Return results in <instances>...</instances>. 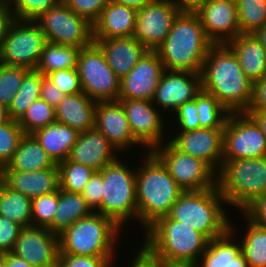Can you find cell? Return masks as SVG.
I'll return each mask as SVG.
<instances>
[{"mask_svg":"<svg viewBox=\"0 0 266 267\" xmlns=\"http://www.w3.org/2000/svg\"><path fill=\"white\" fill-rule=\"evenodd\" d=\"M201 89L213 95L230 113L245 112L252 97V82L227 44H213L202 64Z\"/></svg>","mask_w":266,"mask_h":267,"instance_id":"6da1fadb","label":"cell"},{"mask_svg":"<svg viewBox=\"0 0 266 267\" xmlns=\"http://www.w3.org/2000/svg\"><path fill=\"white\" fill-rule=\"evenodd\" d=\"M212 45L198 15L193 10L184 8L175 18L165 40L155 51L165 70L200 74Z\"/></svg>","mask_w":266,"mask_h":267,"instance_id":"7a4b0ae2","label":"cell"},{"mask_svg":"<svg viewBox=\"0 0 266 267\" xmlns=\"http://www.w3.org/2000/svg\"><path fill=\"white\" fill-rule=\"evenodd\" d=\"M144 155V164L136 170L135 192L138 222L146 230L157 219L169 214L184 191L152 151H146Z\"/></svg>","mask_w":266,"mask_h":267,"instance_id":"3957f363","label":"cell"},{"mask_svg":"<svg viewBox=\"0 0 266 267\" xmlns=\"http://www.w3.org/2000/svg\"><path fill=\"white\" fill-rule=\"evenodd\" d=\"M143 232L146 237L142 245L165 262L196 266L209 243L204 234L168 215L157 219Z\"/></svg>","mask_w":266,"mask_h":267,"instance_id":"277c9868","label":"cell"},{"mask_svg":"<svg viewBox=\"0 0 266 267\" xmlns=\"http://www.w3.org/2000/svg\"><path fill=\"white\" fill-rule=\"evenodd\" d=\"M222 204L226 206V201L217 185L201 191H186L179 196L168 216L212 240L230 229L231 222Z\"/></svg>","mask_w":266,"mask_h":267,"instance_id":"5b68a950","label":"cell"},{"mask_svg":"<svg viewBox=\"0 0 266 267\" xmlns=\"http://www.w3.org/2000/svg\"><path fill=\"white\" fill-rule=\"evenodd\" d=\"M121 230L112 219L93 212L58 235L59 254L115 257Z\"/></svg>","mask_w":266,"mask_h":267,"instance_id":"8992f818","label":"cell"},{"mask_svg":"<svg viewBox=\"0 0 266 267\" xmlns=\"http://www.w3.org/2000/svg\"><path fill=\"white\" fill-rule=\"evenodd\" d=\"M216 185L226 204L243 211L266 195V157L222 161Z\"/></svg>","mask_w":266,"mask_h":267,"instance_id":"52a82bcc","label":"cell"},{"mask_svg":"<svg viewBox=\"0 0 266 267\" xmlns=\"http://www.w3.org/2000/svg\"><path fill=\"white\" fill-rule=\"evenodd\" d=\"M135 170L126 166L120 157L99 170L103 179L102 215L122 229L132 218L138 220Z\"/></svg>","mask_w":266,"mask_h":267,"instance_id":"ba28073f","label":"cell"},{"mask_svg":"<svg viewBox=\"0 0 266 267\" xmlns=\"http://www.w3.org/2000/svg\"><path fill=\"white\" fill-rule=\"evenodd\" d=\"M77 71L82 92L95 101H118L120 78L107 64L101 48L93 42L81 48Z\"/></svg>","mask_w":266,"mask_h":267,"instance_id":"9c48e42d","label":"cell"},{"mask_svg":"<svg viewBox=\"0 0 266 267\" xmlns=\"http://www.w3.org/2000/svg\"><path fill=\"white\" fill-rule=\"evenodd\" d=\"M35 22L47 42L79 48L94 42L93 25L74 13L63 1L42 13Z\"/></svg>","mask_w":266,"mask_h":267,"instance_id":"30bf717a","label":"cell"},{"mask_svg":"<svg viewBox=\"0 0 266 267\" xmlns=\"http://www.w3.org/2000/svg\"><path fill=\"white\" fill-rule=\"evenodd\" d=\"M152 152L184 191H201L216 186V172L203 160L178 150L169 140Z\"/></svg>","mask_w":266,"mask_h":267,"instance_id":"8fae6325","label":"cell"},{"mask_svg":"<svg viewBox=\"0 0 266 267\" xmlns=\"http://www.w3.org/2000/svg\"><path fill=\"white\" fill-rule=\"evenodd\" d=\"M44 33L33 20H15L3 40L0 63L35 70L46 43Z\"/></svg>","mask_w":266,"mask_h":267,"instance_id":"7c38bea8","label":"cell"},{"mask_svg":"<svg viewBox=\"0 0 266 267\" xmlns=\"http://www.w3.org/2000/svg\"><path fill=\"white\" fill-rule=\"evenodd\" d=\"M266 157V137L246 113H230L224 127L222 161Z\"/></svg>","mask_w":266,"mask_h":267,"instance_id":"4fadbf2b","label":"cell"},{"mask_svg":"<svg viewBox=\"0 0 266 267\" xmlns=\"http://www.w3.org/2000/svg\"><path fill=\"white\" fill-rule=\"evenodd\" d=\"M184 9L173 0H151L137 11L133 37L155 51L165 40L178 14Z\"/></svg>","mask_w":266,"mask_h":267,"instance_id":"5bb4252c","label":"cell"},{"mask_svg":"<svg viewBox=\"0 0 266 267\" xmlns=\"http://www.w3.org/2000/svg\"><path fill=\"white\" fill-rule=\"evenodd\" d=\"M122 104L130 130L133 137L147 148L146 151H152L161 145L164 140L165 120H162L160 110L151 100L140 99H118Z\"/></svg>","mask_w":266,"mask_h":267,"instance_id":"9a60e30c","label":"cell"},{"mask_svg":"<svg viewBox=\"0 0 266 267\" xmlns=\"http://www.w3.org/2000/svg\"><path fill=\"white\" fill-rule=\"evenodd\" d=\"M11 253L34 267H56L59 236L46 227H22Z\"/></svg>","mask_w":266,"mask_h":267,"instance_id":"2e32d148","label":"cell"},{"mask_svg":"<svg viewBox=\"0 0 266 267\" xmlns=\"http://www.w3.org/2000/svg\"><path fill=\"white\" fill-rule=\"evenodd\" d=\"M193 11L213 44H227L241 33L234 1L212 0L198 5Z\"/></svg>","mask_w":266,"mask_h":267,"instance_id":"e0dca14e","label":"cell"},{"mask_svg":"<svg viewBox=\"0 0 266 267\" xmlns=\"http://www.w3.org/2000/svg\"><path fill=\"white\" fill-rule=\"evenodd\" d=\"M178 132L168 140L181 152L206 162L217 173L222 165L224 129L200 127Z\"/></svg>","mask_w":266,"mask_h":267,"instance_id":"ac0fdd59","label":"cell"},{"mask_svg":"<svg viewBox=\"0 0 266 267\" xmlns=\"http://www.w3.org/2000/svg\"><path fill=\"white\" fill-rule=\"evenodd\" d=\"M164 70L158 53L148 50L131 71L120 79L118 99L152 100Z\"/></svg>","mask_w":266,"mask_h":267,"instance_id":"d6986e66","label":"cell"},{"mask_svg":"<svg viewBox=\"0 0 266 267\" xmlns=\"http://www.w3.org/2000/svg\"><path fill=\"white\" fill-rule=\"evenodd\" d=\"M201 90L200 74L164 70L151 101L159 109L163 107L160 110L172 109L174 113L179 106L194 100Z\"/></svg>","mask_w":266,"mask_h":267,"instance_id":"ffe728a7","label":"cell"},{"mask_svg":"<svg viewBox=\"0 0 266 267\" xmlns=\"http://www.w3.org/2000/svg\"><path fill=\"white\" fill-rule=\"evenodd\" d=\"M95 128L106 136L118 154L132 145H141L133 137L125 110L119 101H97Z\"/></svg>","mask_w":266,"mask_h":267,"instance_id":"44dd1931","label":"cell"},{"mask_svg":"<svg viewBox=\"0 0 266 267\" xmlns=\"http://www.w3.org/2000/svg\"><path fill=\"white\" fill-rule=\"evenodd\" d=\"M117 152L106 136L93 128L79 134L68 159L99 171L119 157Z\"/></svg>","mask_w":266,"mask_h":267,"instance_id":"7402d4cb","label":"cell"},{"mask_svg":"<svg viewBox=\"0 0 266 267\" xmlns=\"http://www.w3.org/2000/svg\"><path fill=\"white\" fill-rule=\"evenodd\" d=\"M1 181L11 190L30 199L58 191L59 173L57 164L39 171L0 170Z\"/></svg>","mask_w":266,"mask_h":267,"instance_id":"603a6c76","label":"cell"},{"mask_svg":"<svg viewBox=\"0 0 266 267\" xmlns=\"http://www.w3.org/2000/svg\"><path fill=\"white\" fill-rule=\"evenodd\" d=\"M103 51L107 64L121 79L137 64L148 49L133 36L94 39Z\"/></svg>","mask_w":266,"mask_h":267,"instance_id":"cb8c5ba5","label":"cell"},{"mask_svg":"<svg viewBox=\"0 0 266 267\" xmlns=\"http://www.w3.org/2000/svg\"><path fill=\"white\" fill-rule=\"evenodd\" d=\"M136 16L137 10L109 1L93 24V39L133 36Z\"/></svg>","mask_w":266,"mask_h":267,"instance_id":"d4e9b609","label":"cell"},{"mask_svg":"<svg viewBox=\"0 0 266 267\" xmlns=\"http://www.w3.org/2000/svg\"><path fill=\"white\" fill-rule=\"evenodd\" d=\"M233 227L232 223L224 235L209 240L206 251L195 267H249L240 240L234 243L236 235Z\"/></svg>","mask_w":266,"mask_h":267,"instance_id":"484cf974","label":"cell"},{"mask_svg":"<svg viewBox=\"0 0 266 267\" xmlns=\"http://www.w3.org/2000/svg\"><path fill=\"white\" fill-rule=\"evenodd\" d=\"M97 101L83 92L67 94L55 108L56 121L68 125L79 133L95 128Z\"/></svg>","mask_w":266,"mask_h":267,"instance_id":"4316f807","label":"cell"},{"mask_svg":"<svg viewBox=\"0 0 266 267\" xmlns=\"http://www.w3.org/2000/svg\"><path fill=\"white\" fill-rule=\"evenodd\" d=\"M227 45L252 83L266 76V51L253 33H240Z\"/></svg>","mask_w":266,"mask_h":267,"instance_id":"83f0119b","label":"cell"},{"mask_svg":"<svg viewBox=\"0 0 266 267\" xmlns=\"http://www.w3.org/2000/svg\"><path fill=\"white\" fill-rule=\"evenodd\" d=\"M79 134L78 131L58 121L32 133L55 164L68 159Z\"/></svg>","mask_w":266,"mask_h":267,"instance_id":"f1b7e54d","label":"cell"},{"mask_svg":"<svg viewBox=\"0 0 266 267\" xmlns=\"http://www.w3.org/2000/svg\"><path fill=\"white\" fill-rule=\"evenodd\" d=\"M54 165L55 163L36 138L32 134H24L12 159L0 170L31 172L50 168Z\"/></svg>","mask_w":266,"mask_h":267,"instance_id":"f546056e","label":"cell"},{"mask_svg":"<svg viewBox=\"0 0 266 267\" xmlns=\"http://www.w3.org/2000/svg\"><path fill=\"white\" fill-rule=\"evenodd\" d=\"M93 213L81 193L58 190V206L53 222L47 227L52 233L60 235L81 218Z\"/></svg>","mask_w":266,"mask_h":267,"instance_id":"4dcf8cb0","label":"cell"},{"mask_svg":"<svg viewBox=\"0 0 266 267\" xmlns=\"http://www.w3.org/2000/svg\"><path fill=\"white\" fill-rule=\"evenodd\" d=\"M32 199L11 190L0 181V216L19 224L32 226Z\"/></svg>","mask_w":266,"mask_h":267,"instance_id":"1f68e13d","label":"cell"},{"mask_svg":"<svg viewBox=\"0 0 266 267\" xmlns=\"http://www.w3.org/2000/svg\"><path fill=\"white\" fill-rule=\"evenodd\" d=\"M80 49L79 47L46 42L36 70L46 76L57 70L75 69L77 68Z\"/></svg>","mask_w":266,"mask_h":267,"instance_id":"d6a6232c","label":"cell"},{"mask_svg":"<svg viewBox=\"0 0 266 267\" xmlns=\"http://www.w3.org/2000/svg\"><path fill=\"white\" fill-rule=\"evenodd\" d=\"M43 76L44 75L36 69L29 70L25 74L21 87L8 107L10 119L19 121L32 103L40 98Z\"/></svg>","mask_w":266,"mask_h":267,"instance_id":"836d02e7","label":"cell"},{"mask_svg":"<svg viewBox=\"0 0 266 267\" xmlns=\"http://www.w3.org/2000/svg\"><path fill=\"white\" fill-rule=\"evenodd\" d=\"M245 235L241 237L242 252L249 267H266V227L254 224L248 218Z\"/></svg>","mask_w":266,"mask_h":267,"instance_id":"e575fe53","label":"cell"},{"mask_svg":"<svg viewBox=\"0 0 266 267\" xmlns=\"http://www.w3.org/2000/svg\"><path fill=\"white\" fill-rule=\"evenodd\" d=\"M200 127L224 129L230 112L211 94L201 90L196 95Z\"/></svg>","mask_w":266,"mask_h":267,"instance_id":"d590c367","label":"cell"},{"mask_svg":"<svg viewBox=\"0 0 266 267\" xmlns=\"http://www.w3.org/2000/svg\"><path fill=\"white\" fill-rule=\"evenodd\" d=\"M57 167L60 189L71 193H81L95 172L92 168L69 159L60 162Z\"/></svg>","mask_w":266,"mask_h":267,"instance_id":"8d00e7d4","label":"cell"},{"mask_svg":"<svg viewBox=\"0 0 266 267\" xmlns=\"http://www.w3.org/2000/svg\"><path fill=\"white\" fill-rule=\"evenodd\" d=\"M237 11L241 33H254L266 24V0H239Z\"/></svg>","mask_w":266,"mask_h":267,"instance_id":"74e56055","label":"cell"},{"mask_svg":"<svg viewBox=\"0 0 266 267\" xmlns=\"http://www.w3.org/2000/svg\"><path fill=\"white\" fill-rule=\"evenodd\" d=\"M56 121L55 108L39 98L28 108L18 121L24 134H32L36 130L46 127Z\"/></svg>","mask_w":266,"mask_h":267,"instance_id":"f35d334b","label":"cell"},{"mask_svg":"<svg viewBox=\"0 0 266 267\" xmlns=\"http://www.w3.org/2000/svg\"><path fill=\"white\" fill-rule=\"evenodd\" d=\"M29 69L0 63V103L7 108L12 103Z\"/></svg>","mask_w":266,"mask_h":267,"instance_id":"ab89813d","label":"cell"},{"mask_svg":"<svg viewBox=\"0 0 266 267\" xmlns=\"http://www.w3.org/2000/svg\"><path fill=\"white\" fill-rule=\"evenodd\" d=\"M23 135L18 121L10 119L0 125V169L12 159Z\"/></svg>","mask_w":266,"mask_h":267,"instance_id":"60d3db41","label":"cell"},{"mask_svg":"<svg viewBox=\"0 0 266 267\" xmlns=\"http://www.w3.org/2000/svg\"><path fill=\"white\" fill-rule=\"evenodd\" d=\"M58 206V191L32 199V226L48 227L55 217Z\"/></svg>","mask_w":266,"mask_h":267,"instance_id":"b9f144b4","label":"cell"},{"mask_svg":"<svg viewBox=\"0 0 266 267\" xmlns=\"http://www.w3.org/2000/svg\"><path fill=\"white\" fill-rule=\"evenodd\" d=\"M62 0H8L16 20L35 21Z\"/></svg>","mask_w":266,"mask_h":267,"instance_id":"7bdbcfd3","label":"cell"},{"mask_svg":"<svg viewBox=\"0 0 266 267\" xmlns=\"http://www.w3.org/2000/svg\"><path fill=\"white\" fill-rule=\"evenodd\" d=\"M74 13L86 18L92 25L99 19L109 0H62Z\"/></svg>","mask_w":266,"mask_h":267,"instance_id":"ee69618b","label":"cell"},{"mask_svg":"<svg viewBox=\"0 0 266 267\" xmlns=\"http://www.w3.org/2000/svg\"><path fill=\"white\" fill-rule=\"evenodd\" d=\"M54 85L66 94L81 93L82 88L77 68L57 70L46 75Z\"/></svg>","mask_w":266,"mask_h":267,"instance_id":"f6af8a7d","label":"cell"},{"mask_svg":"<svg viewBox=\"0 0 266 267\" xmlns=\"http://www.w3.org/2000/svg\"><path fill=\"white\" fill-rule=\"evenodd\" d=\"M112 258L59 254L56 267H113Z\"/></svg>","mask_w":266,"mask_h":267,"instance_id":"bcb514c9","label":"cell"},{"mask_svg":"<svg viewBox=\"0 0 266 267\" xmlns=\"http://www.w3.org/2000/svg\"><path fill=\"white\" fill-rule=\"evenodd\" d=\"M93 212L102 214L103 179L99 171H95L81 192Z\"/></svg>","mask_w":266,"mask_h":267,"instance_id":"7dc6e473","label":"cell"},{"mask_svg":"<svg viewBox=\"0 0 266 267\" xmlns=\"http://www.w3.org/2000/svg\"><path fill=\"white\" fill-rule=\"evenodd\" d=\"M176 117V122L180 131H190L200 128V122L198 120V111L196 108V97L194 100L186 102L181 105L173 113Z\"/></svg>","mask_w":266,"mask_h":267,"instance_id":"c3c4849f","label":"cell"},{"mask_svg":"<svg viewBox=\"0 0 266 267\" xmlns=\"http://www.w3.org/2000/svg\"><path fill=\"white\" fill-rule=\"evenodd\" d=\"M21 226L0 216V251L11 252L18 238Z\"/></svg>","mask_w":266,"mask_h":267,"instance_id":"681fc988","label":"cell"},{"mask_svg":"<svg viewBox=\"0 0 266 267\" xmlns=\"http://www.w3.org/2000/svg\"><path fill=\"white\" fill-rule=\"evenodd\" d=\"M246 218L254 224L266 227V195L255 199L243 211Z\"/></svg>","mask_w":266,"mask_h":267,"instance_id":"f907efd6","label":"cell"},{"mask_svg":"<svg viewBox=\"0 0 266 267\" xmlns=\"http://www.w3.org/2000/svg\"><path fill=\"white\" fill-rule=\"evenodd\" d=\"M66 95L67 94L60 91L51 80L43 76L40 89L41 99L56 108Z\"/></svg>","mask_w":266,"mask_h":267,"instance_id":"816d5d0a","label":"cell"},{"mask_svg":"<svg viewBox=\"0 0 266 267\" xmlns=\"http://www.w3.org/2000/svg\"><path fill=\"white\" fill-rule=\"evenodd\" d=\"M266 110V76L252 83V97L246 111Z\"/></svg>","mask_w":266,"mask_h":267,"instance_id":"f5cc1de1","label":"cell"},{"mask_svg":"<svg viewBox=\"0 0 266 267\" xmlns=\"http://www.w3.org/2000/svg\"><path fill=\"white\" fill-rule=\"evenodd\" d=\"M8 0H0V49L11 24L15 21Z\"/></svg>","mask_w":266,"mask_h":267,"instance_id":"db71d44e","label":"cell"},{"mask_svg":"<svg viewBox=\"0 0 266 267\" xmlns=\"http://www.w3.org/2000/svg\"><path fill=\"white\" fill-rule=\"evenodd\" d=\"M134 256L131 267H159V259L153 256L143 245Z\"/></svg>","mask_w":266,"mask_h":267,"instance_id":"11a10c76","label":"cell"},{"mask_svg":"<svg viewBox=\"0 0 266 267\" xmlns=\"http://www.w3.org/2000/svg\"><path fill=\"white\" fill-rule=\"evenodd\" d=\"M247 115H249L256 124L260 127L261 132L266 137V110L263 111H245Z\"/></svg>","mask_w":266,"mask_h":267,"instance_id":"9f6ffc18","label":"cell"},{"mask_svg":"<svg viewBox=\"0 0 266 267\" xmlns=\"http://www.w3.org/2000/svg\"><path fill=\"white\" fill-rule=\"evenodd\" d=\"M4 267H34L11 252L6 253Z\"/></svg>","mask_w":266,"mask_h":267,"instance_id":"6f0895ef","label":"cell"},{"mask_svg":"<svg viewBox=\"0 0 266 267\" xmlns=\"http://www.w3.org/2000/svg\"><path fill=\"white\" fill-rule=\"evenodd\" d=\"M109 1L126 5L138 11L145 5H147L151 0H109Z\"/></svg>","mask_w":266,"mask_h":267,"instance_id":"680465c9","label":"cell"},{"mask_svg":"<svg viewBox=\"0 0 266 267\" xmlns=\"http://www.w3.org/2000/svg\"><path fill=\"white\" fill-rule=\"evenodd\" d=\"M266 51V24L253 33Z\"/></svg>","mask_w":266,"mask_h":267,"instance_id":"91938a15","label":"cell"},{"mask_svg":"<svg viewBox=\"0 0 266 267\" xmlns=\"http://www.w3.org/2000/svg\"><path fill=\"white\" fill-rule=\"evenodd\" d=\"M10 117L8 115V108L0 103V125L9 121Z\"/></svg>","mask_w":266,"mask_h":267,"instance_id":"94428289","label":"cell"},{"mask_svg":"<svg viewBox=\"0 0 266 267\" xmlns=\"http://www.w3.org/2000/svg\"><path fill=\"white\" fill-rule=\"evenodd\" d=\"M159 267H195L190 264H183V263H171L159 260Z\"/></svg>","mask_w":266,"mask_h":267,"instance_id":"6125c7cd","label":"cell"},{"mask_svg":"<svg viewBox=\"0 0 266 267\" xmlns=\"http://www.w3.org/2000/svg\"><path fill=\"white\" fill-rule=\"evenodd\" d=\"M212 1V0H194L187 9L194 10L198 5L203 4L205 2Z\"/></svg>","mask_w":266,"mask_h":267,"instance_id":"be15d7a7","label":"cell"},{"mask_svg":"<svg viewBox=\"0 0 266 267\" xmlns=\"http://www.w3.org/2000/svg\"><path fill=\"white\" fill-rule=\"evenodd\" d=\"M174 2L181 4L184 8H187L194 0H173Z\"/></svg>","mask_w":266,"mask_h":267,"instance_id":"e7e4bbea","label":"cell"},{"mask_svg":"<svg viewBox=\"0 0 266 267\" xmlns=\"http://www.w3.org/2000/svg\"><path fill=\"white\" fill-rule=\"evenodd\" d=\"M6 252L0 251V267H4Z\"/></svg>","mask_w":266,"mask_h":267,"instance_id":"03108f58","label":"cell"}]
</instances>
